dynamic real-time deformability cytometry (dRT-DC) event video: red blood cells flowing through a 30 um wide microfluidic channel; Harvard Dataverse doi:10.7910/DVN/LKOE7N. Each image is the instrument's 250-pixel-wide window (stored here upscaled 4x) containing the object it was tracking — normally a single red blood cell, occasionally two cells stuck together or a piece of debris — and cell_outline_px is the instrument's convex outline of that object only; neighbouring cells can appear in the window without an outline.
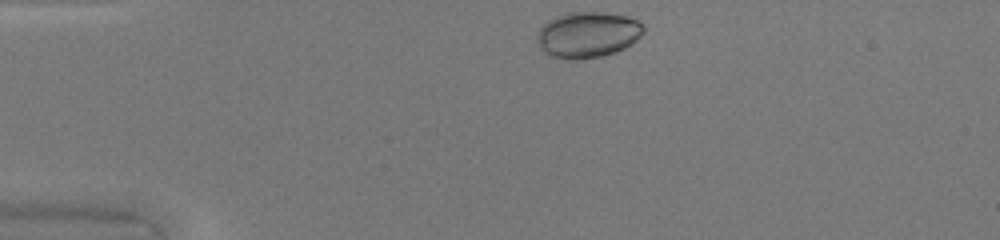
{"species": "common noctule bat (a hibernating species)", "species_latin": "Nyctalus noctula", "temperature_condition": "warm", "stored_images_in_passage": 32, "camera_frame_rate_fps": 3000, "um_per_image_px": 0.085, "animal": {"sex": "female", "body_mass_g": 20.0, "forearm_length_mm": 54.0}, "frame": {"image": 1, "passage_image": 1, "time_ms": 0.0, "image_size_px": [1000, 240], "cell_outline_px": [[644, 32], [632, 44], [616, 52], [604, 56], [576, 60], [572, 60], [548, 56], [540, 48], [536, 36], [540, 28], [548, 20], [556, 16], [568, 12], [608, 12], [628, 16], [636, 20], [644, 28]], "centroid_in_image_um": [49.94, 2.95], "position_along_channel_um": 35.1, "area_um2": 28.78}}
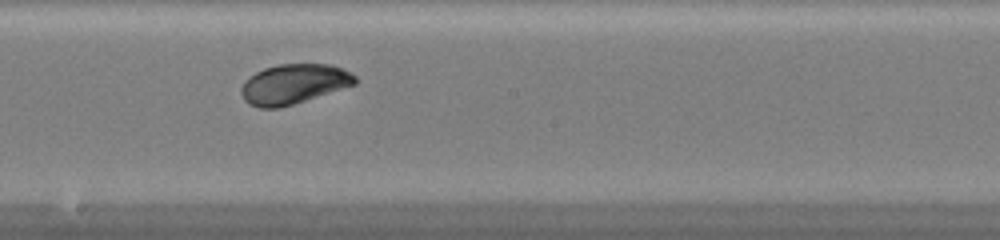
{"frame": {"image": 2, "passage_image": 18, "time_ms": 5.667, "image_size_px": [1000, 240], "cell_outline_px": [[356, 84], [280, 108], [260, 108], [248, 104], [244, 100], [240, 92], [240, 88], [244, 80], [248, 76], [264, 68], [276, 64], [328, 64], [340, 68], [356, 76]], "centroid_in_image_um": [24.9, 7.14], "position_along_channel_um": 223.3, "area_um2": 26.41}}
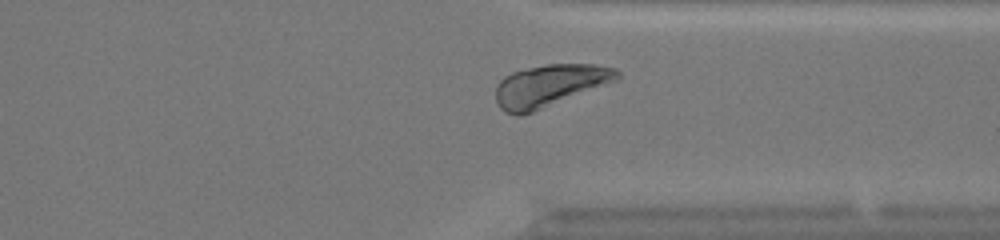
{"frame": {"image": 3, "passage_image": 28, "time_ms": 9.0, "image_size_px": [1000, 240], "cell_outline_px": [[620, 80], [532, 112], [520, 116], [516, 116], [504, 112], [500, 108], [496, 100], [496, 84], [504, 76], [512, 72], [544, 64], [592, 64], [616, 68], [620, 72]], "centroid_in_image_um": [46.74, 7.27], "position_along_channel_um": 364.7, "area_um2": 30.06}, "authors_computed_cell_mechanics": {"area_um2": 27.3972, "velocity_mm_per_s": 4.2435, "shape_relaxation_time_tau1_ms": 1.3887, "shape_relaxation_time_tau2_ms": null, "deformation_change_tau1": 0.0422, "deformation_change_tau2": null}}